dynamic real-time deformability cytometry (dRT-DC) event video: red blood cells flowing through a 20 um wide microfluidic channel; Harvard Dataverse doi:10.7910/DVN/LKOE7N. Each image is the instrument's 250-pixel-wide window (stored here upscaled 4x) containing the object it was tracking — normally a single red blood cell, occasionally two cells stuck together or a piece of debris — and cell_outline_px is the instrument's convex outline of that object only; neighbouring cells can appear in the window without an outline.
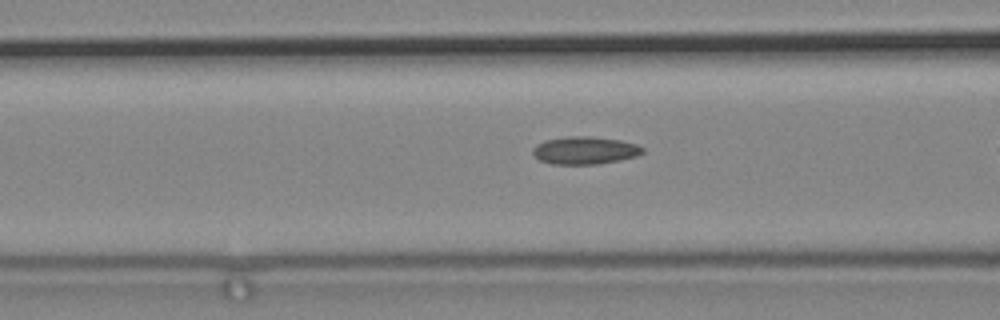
{"species": "common noctule bat (a hibernating species)", "species_latin": "Nyctalus noctula", "temperature_condition": "cold", "stored_images_in_passage": 32, "camera_frame_rate_fps": 3000, "um_per_image_px": 0.085, "animal": {"sex": "male", "body_mass_g": 19.2, "forearm_length_mm": 51.8}, "frame": {"image": 1, "passage_image": 11, "time_ms": 3.333, "image_size_px": [1000, 320], "cell_outline_px": [[644, 152], [636, 156], [620, 160], [596, 164], [552, 164], [540, 160], [532, 152], [532, 148], [536, 144], [544, 140], [564, 136], [592, 136], [620, 140], [636, 144], [644, 148]], "centroid_in_image_um": [49.7, 12.77], "position_along_channel_um": 116.9, "area_um2": 17.8}}
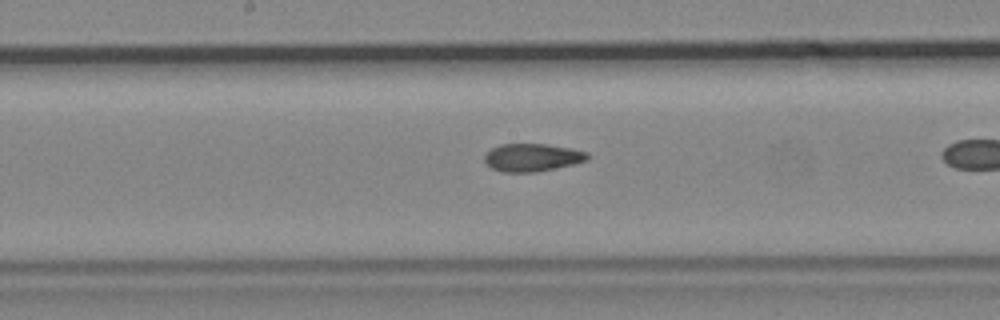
{"frame": {"image": 2, "passage_image": 18, "time_ms": 5.667, "image_size_px": [1000, 320], "cell_outline_px": [[588, 160], [572, 164], [536, 172], [500, 172], [484, 164], [484, 156], [492, 148], [500, 144], [544, 144], [572, 148], [588, 152]], "centroid_in_image_um": [45.21, 13.39], "position_along_channel_um": 203.0, "area_um2": 16.7}}
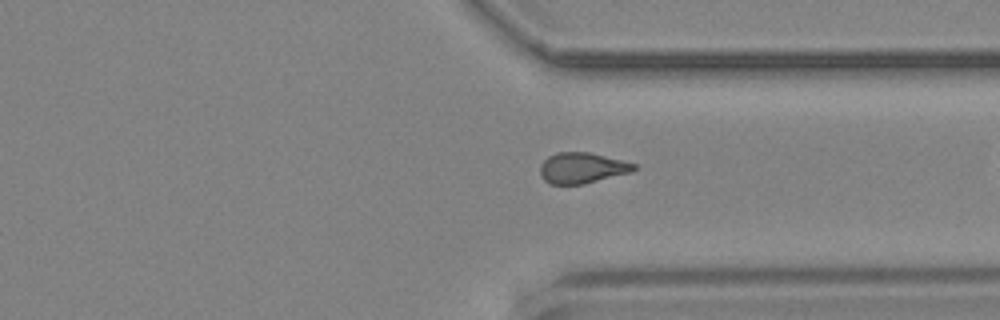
{"frame": {"image": 3, "passage_image": 31, "time_ms": 10.0, "image_size_px": [1000, 320], "cell_outline_px": [[636, 168], [632, 172], [584, 184], [552, 184], [544, 180], [540, 172], [540, 164], [548, 156], [556, 152], [588, 152], [636, 164]], "centroid_in_image_um": [49.46, 14.28], "position_along_channel_um": 361.9, "area_um2": 16.7}}